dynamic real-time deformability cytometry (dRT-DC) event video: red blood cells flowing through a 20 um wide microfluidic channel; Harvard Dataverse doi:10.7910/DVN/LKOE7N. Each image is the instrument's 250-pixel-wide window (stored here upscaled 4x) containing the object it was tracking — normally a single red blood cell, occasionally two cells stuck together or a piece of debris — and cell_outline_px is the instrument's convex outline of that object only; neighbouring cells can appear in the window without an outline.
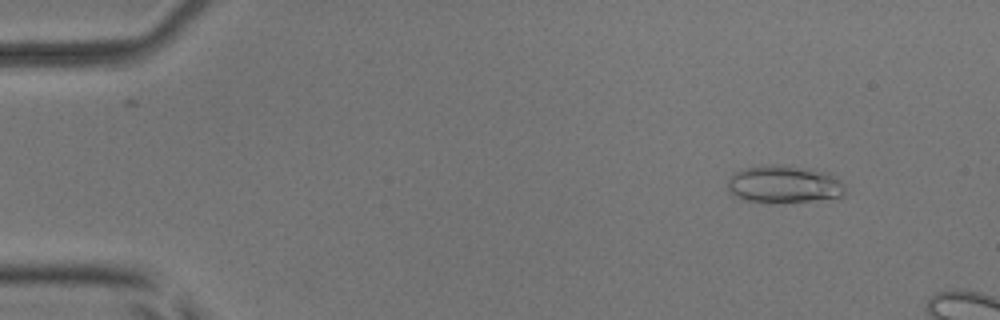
{"species": "common noctule bat (a hibernating species)", "species_latin": "Nyctalus noctula", "temperature_condition": "room temperature", "stored_images_in_passage": 4, "camera_frame_rate_fps": 3000, "um_per_image_px": 0.085, "animal": {"sex": "male", "body_mass_g": 17.9, "forearm_length_mm": 54.2}, "frame": {"image": 1, "passage_image": 2, "time_ms": 1.0, "image_size_px": [1000, 320], "cell_outline_px": [[844, 196], [840, 200], [744, 200], [732, 196], [728, 188], [728, 180], [736, 172], [744, 168], [768, 164], [784, 164], [812, 168], [828, 172], [836, 176], [844, 184]], "centroid_in_image_um": [66.73, 15.62], "position_along_channel_um": 18.3, "area_um2": 25.72}}